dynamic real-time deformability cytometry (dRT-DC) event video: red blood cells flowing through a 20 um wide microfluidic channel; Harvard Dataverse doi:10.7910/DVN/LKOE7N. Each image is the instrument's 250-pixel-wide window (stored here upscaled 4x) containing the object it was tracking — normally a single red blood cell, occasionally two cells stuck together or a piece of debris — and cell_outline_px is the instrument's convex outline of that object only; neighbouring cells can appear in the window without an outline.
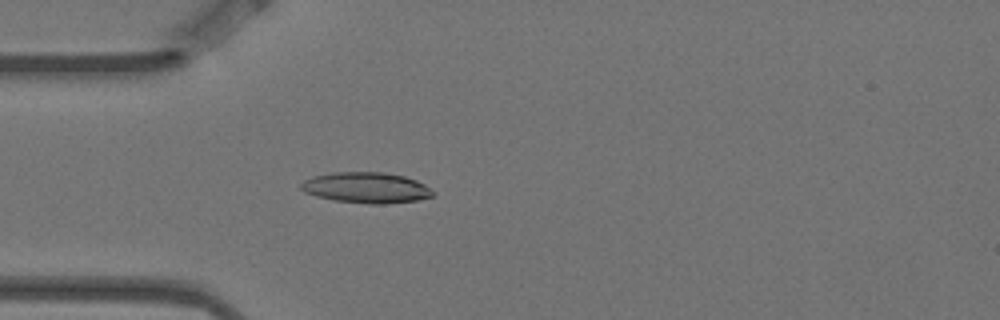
{"species": "Egyptian fruit bat (a non-hibernating species)", "species_latin": "Rousettus aegyptiacus", "temperature_condition": "warm", "stored_images_in_passage": 1, "camera_frame_rate_fps": 3000, "um_per_image_px": 0.085, "animal": {"sex": "female"}, "frame": {"image": 1, "passage_image": 1, "time_ms": 0.0, "image_size_px": [1000, 320], "cell_outline_px": [[436, 192], [432, 196], [416, 200], [384, 204], [368, 204], [336, 200], [316, 196], [304, 192], [300, 188], [300, 184], [304, 180], [312, 176], [332, 172], [384, 172], [404, 176], [416, 180], [424, 184]], "centroid_in_image_um": [31.12, 15.94], "position_along_channel_um": 53.9, "area_um2": 23.7}}